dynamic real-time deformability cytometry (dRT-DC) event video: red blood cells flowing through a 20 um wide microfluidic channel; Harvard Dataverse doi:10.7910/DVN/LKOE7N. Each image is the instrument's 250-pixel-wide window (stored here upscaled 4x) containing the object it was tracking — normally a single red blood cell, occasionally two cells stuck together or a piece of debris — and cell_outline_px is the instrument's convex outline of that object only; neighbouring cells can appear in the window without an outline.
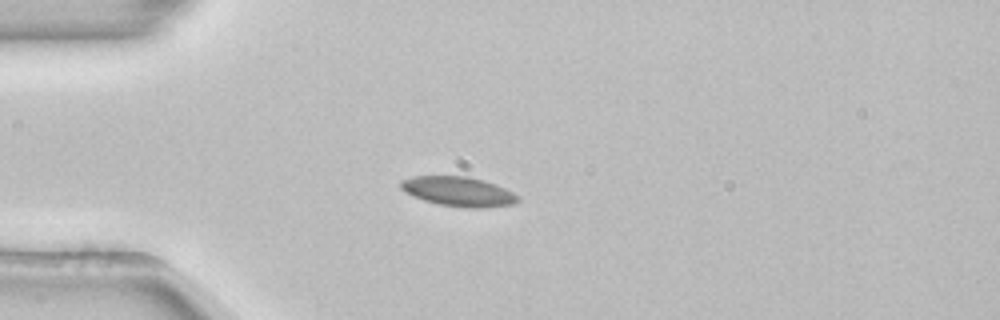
{"species": "common noctule bat (a hibernating species)", "species_latin": "Nyctalus noctula", "temperature_condition": "room temperature", "stored_images_in_passage": 32, "camera_frame_rate_fps": 3000, "um_per_image_px": 0.085, "animal": {"sex": "female", "body_mass_g": 22.7, "forearm_length_mm": 54.2}, "frame": {"image": 1, "passage_image": 14, "time_ms": 4.333, "image_size_px": [1000, 320], "cell_outline_px": [[520, 200], [512, 204], [484, 208], [468, 208], [440, 204], [424, 200], [412, 196], [404, 192], [400, 188], [400, 180], [412, 176], [468, 176], [484, 180], [496, 184], [520, 196]], "centroid_in_image_um": [38.96, 16.27], "position_along_channel_um": 46.0, "area_um2": 20.35}}